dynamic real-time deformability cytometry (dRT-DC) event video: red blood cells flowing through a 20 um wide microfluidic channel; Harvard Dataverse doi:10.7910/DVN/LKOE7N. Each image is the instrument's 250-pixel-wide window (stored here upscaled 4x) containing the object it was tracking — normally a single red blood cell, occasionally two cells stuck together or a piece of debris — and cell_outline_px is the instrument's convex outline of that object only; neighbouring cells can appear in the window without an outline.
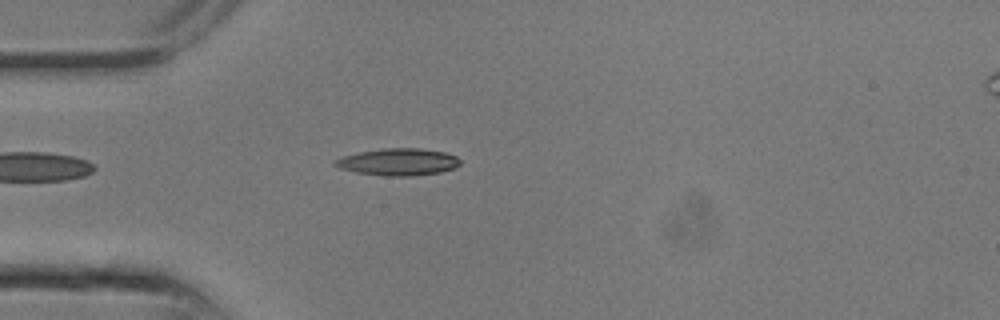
{"species": "common noctule bat (a hibernating species)", "species_latin": "Nyctalus noctula", "temperature_condition": "room temperature", "stored_images_in_passage": 9, "camera_frame_rate_fps": 3000, "um_per_image_px": 0.085, "animal": {"sex": "male", "body_mass_g": 13.3}, "frame": {"image": 1, "passage_image": 7, "time_ms": 2.0, "image_size_px": [1000, 320], "cell_outline_px": [[460, 164], [456, 168], [440, 172], [412, 176], [384, 176], [356, 172], [340, 168], [332, 164], [336, 160], [344, 156], [360, 152], [384, 148], [420, 148], [444, 152], [456, 156], [460, 160]], "centroid_in_image_um": [33.88, 13.77], "position_along_channel_um": 51.1, "area_um2": 19.65}}
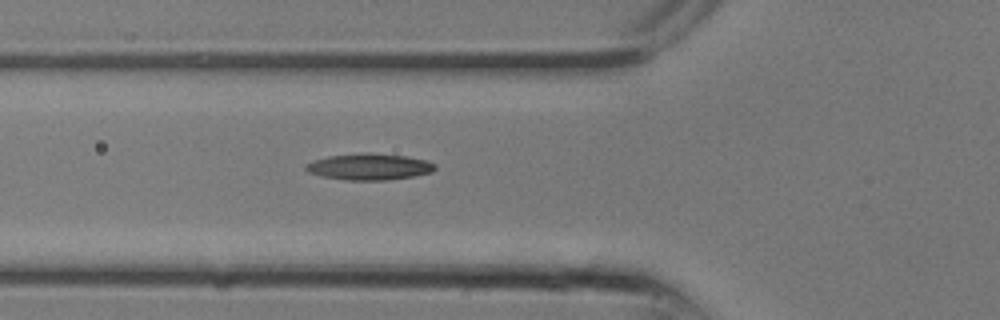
{"frame": {"image": 2, "passage_image": 9, "time_ms": 2.667, "image_size_px": [1000, 320], "cell_outline_px": [[436, 168], [432, 172], [412, 176], [388, 180], [344, 180], [320, 176], [308, 172], [304, 168], [304, 164], [312, 160], [328, 156], [360, 152], [372, 152], [404, 156], [424, 160], [436, 164]], "centroid_in_image_um": [31.32, 14.16], "position_along_channel_um": 94.5, "area_um2": 20.11}}